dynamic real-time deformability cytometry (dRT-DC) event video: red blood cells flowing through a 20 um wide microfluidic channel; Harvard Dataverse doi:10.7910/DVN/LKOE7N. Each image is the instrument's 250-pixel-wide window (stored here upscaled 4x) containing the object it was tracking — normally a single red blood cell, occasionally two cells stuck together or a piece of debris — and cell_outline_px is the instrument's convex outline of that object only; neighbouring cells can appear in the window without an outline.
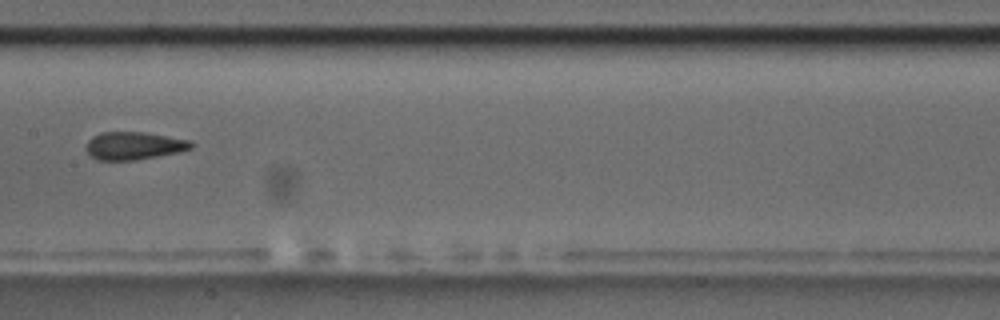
{"species": "common noctule bat (a hibernating species)", "species_latin": "Nyctalus noctula", "temperature_condition": "room temperature", "stored_images_in_passage": 8, "segment_of_instrument_passage": [2, 2], "camera_frame_rate_fps": 3000, "um_per_image_px": 0.085, "animal": {"sex": "male", "body_mass_g": 17.5, "forearm_length_mm": 52.3}, "frame": {"image": 1, "passage_image": 8, "time_ms": 9.0, "image_size_px": [1000, 320], "cell_outline_px": [[196, 144], [192, 148], [180, 152], [136, 160], [96, 160], [84, 148], [88, 140], [92, 136], [100, 132], [144, 132], [192, 140]], "centroid_in_image_um": [11.41, 12.38], "position_along_channel_um": 196.0, "area_um2": 17.28}}